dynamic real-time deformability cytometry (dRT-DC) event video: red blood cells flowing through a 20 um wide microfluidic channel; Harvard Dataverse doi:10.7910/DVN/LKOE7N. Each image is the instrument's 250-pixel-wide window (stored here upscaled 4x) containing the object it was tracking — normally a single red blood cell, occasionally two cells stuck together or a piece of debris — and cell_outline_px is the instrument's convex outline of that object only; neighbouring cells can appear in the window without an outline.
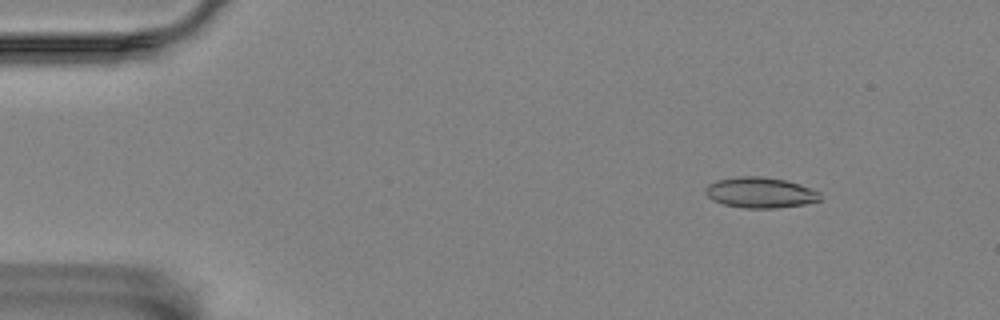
{"species": "Egyptian fruit bat (a non-hibernating species)", "species_latin": "Rousettus aegyptiacus", "temperature_condition": "room temperature", "stored_images_in_passage": 7, "camera_frame_rate_fps": 3000, "um_per_image_px": 0.085, "animal": {"sex": "female"}, "frame": {"image": 1, "passage_image": 2, "time_ms": 0.333, "image_size_px": [1000, 320], "cell_outline_px": [[820, 200], [804, 204], [776, 208], [744, 208], [724, 204], [712, 200], [704, 192], [704, 188], [708, 184], [716, 180], [736, 176], [764, 176], [784, 180], [800, 184], [812, 188], [820, 192]], "centroid_in_image_um": [64.6, 16.36], "position_along_channel_um": 20.4, "area_um2": 20.63}}